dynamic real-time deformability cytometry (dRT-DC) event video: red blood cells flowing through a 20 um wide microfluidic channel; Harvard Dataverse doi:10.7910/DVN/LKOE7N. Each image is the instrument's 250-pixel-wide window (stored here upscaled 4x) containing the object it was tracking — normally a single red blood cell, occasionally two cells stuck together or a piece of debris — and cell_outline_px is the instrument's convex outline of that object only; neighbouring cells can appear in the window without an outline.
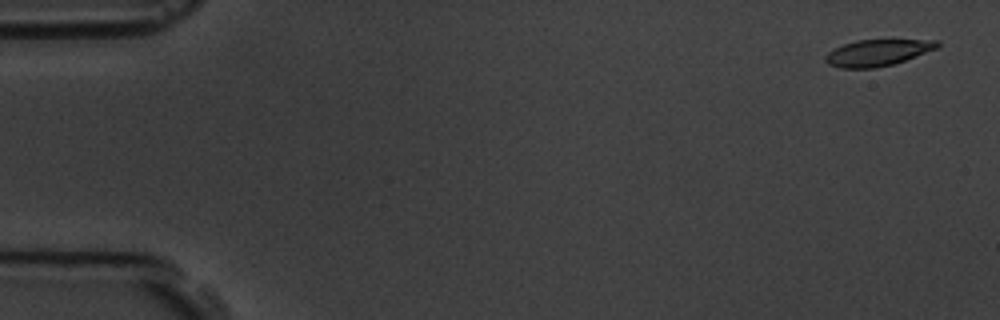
{"species": "common noctule bat (a hibernating species)", "species_latin": "Nyctalus noctula", "temperature_condition": "room temperature", "stored_images_in_passage": 8, "camera_frame_rate_fps": 3000, "um_per_image_px": 0.085, "animal": {"sex": "male", "body_mass_g": 19.5, "forearm_length_mm": 54.6}, "frame": {"image": 1, "passage_image": 1, "time_ms": 0.0, "image_size_px": [1000, 320], "cell_outline_px": [[940, 44], [936, 48], [904, 60], [892, 64], [876, 68], [840, 68], [828, 64], [824, 60], [824, 56], [828, 52], [844, 44], [856, 40], [940, 40]], "centroid_in_image_um": [74.54, 4.48], "position_along_channel_um": 10.5, "area_um2": 16.99}}
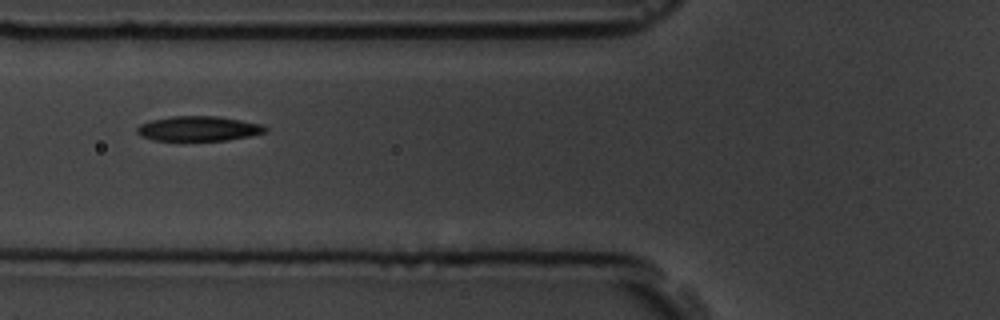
{"frame": {"image": 2, "passage_image": 6, "time_ms": 6.333, "image_size_px": [1000, 320], "cell_outline_px": [[268, 132], [228, 140], [152, 140], [140, 136], [136, 132], [136, 128], [140, 124], [152, 120], [172, 116], [220, 116], [260, 124], [268, 128]], "centroid_in_image_um": [16.86, 10.93], "position_along_channel_um": 108.9, "area_um2": 18.55}}
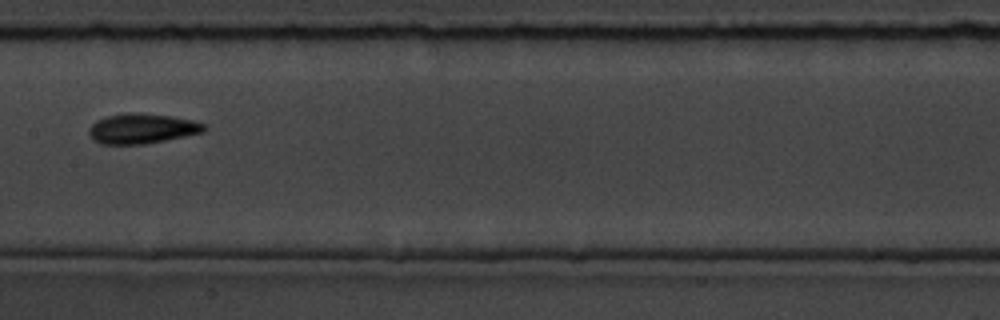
{"frame": {"image": 3, "passage_image": 8, "time_ms": 8.667, "image_size_px": [1000, 320], "cell_outline_px": [[208, 128], [204, 132], [144, 144], [100, 144], [92, 140], [88, 132], [88, 128], [96, 120], [108, 116], [132, 112], [172, 116], [192, 120], [208, 124]], "centroid_in_image_um": [12.07, 10.93], "position_along_channel_um": 195.3, "area_um2": 20.23}}